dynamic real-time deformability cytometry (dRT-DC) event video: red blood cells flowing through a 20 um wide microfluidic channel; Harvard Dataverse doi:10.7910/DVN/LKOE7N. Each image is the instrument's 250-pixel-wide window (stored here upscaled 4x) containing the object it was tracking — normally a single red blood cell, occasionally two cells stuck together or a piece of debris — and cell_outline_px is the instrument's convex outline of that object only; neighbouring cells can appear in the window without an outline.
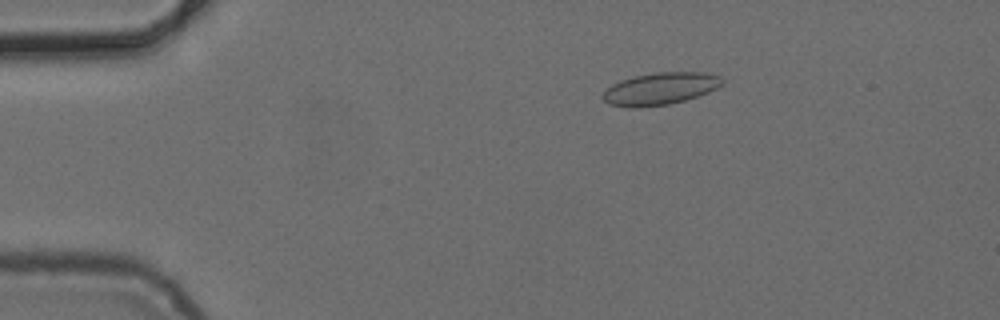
{"species": "common noctule bat (a hibernating species)", "species_latin": "Nyctalus noctula", "temperature_condition": "cold", "stored_images_in_passage": 5, "camera_frame_rate_fps": 3000, "um_per_image_px": 0.085, "animal": {"sex": "female", "body_mass_g": 24.6, "forearm_length_mm": 56.2}, "frame": {"image": 1, "passage_image": 3, "time_ms": 3.0, "image_size_px": [1000, 320], "cell_outline_px": [[724, 84], [708, 92], [684, 100], [668, 104], [636, 108], [632, 108], [608, 104], [600, 96], [612, 84], [620, 80], [632, 76], [656, 72], [704, 72], [720, 76], [724, 80]], "centroid_in_image_um": [56.1, 7.53], "position_along_channel_um": 28.9, "area_um2": 22.48}}